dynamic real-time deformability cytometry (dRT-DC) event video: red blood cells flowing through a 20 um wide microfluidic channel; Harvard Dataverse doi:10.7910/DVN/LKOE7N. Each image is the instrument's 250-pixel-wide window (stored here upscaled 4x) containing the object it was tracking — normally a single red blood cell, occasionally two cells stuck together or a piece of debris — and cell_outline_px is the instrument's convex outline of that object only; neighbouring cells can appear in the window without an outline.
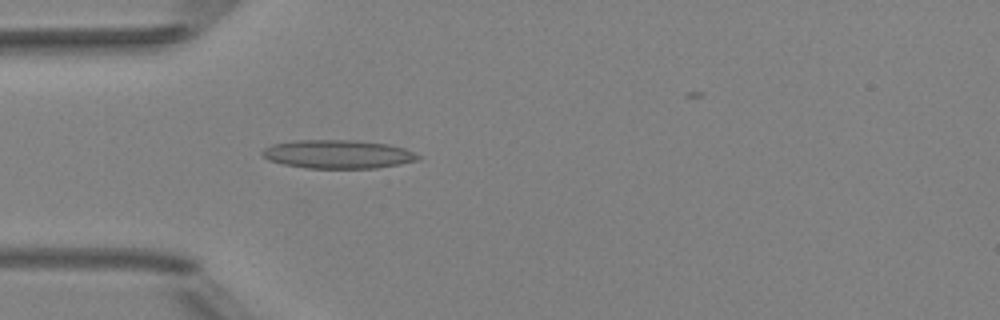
{"species": "Egyptian fruit bat (a non-hibernating species)", "species_latin": "Rousettus aegyptiacus", "temperature_condition": "room temperature", "stored_images_in_passage": 5, "camera_frame_rate_fps": 3000, "um_per_image_px": 0.085, "animal": {"sex": "female"}, "frame": {"image": 1, "passage_image": 4, "time_ms": 4.333, "image_size_px": [1000, 320], "cell_outline_px": [[424, 156], [420, 160], [400, 164], [376, 168], [304, 168], [284, 164], [268, 160], [260, 152], [264, 148], [272, 144], [292, 140], [352, 140], [388, 144], [404, 148]], "centroid_in_image_um": [28.74, 13.11], "position_along_channel_um": 56.3, "area_um2": 26.13}}